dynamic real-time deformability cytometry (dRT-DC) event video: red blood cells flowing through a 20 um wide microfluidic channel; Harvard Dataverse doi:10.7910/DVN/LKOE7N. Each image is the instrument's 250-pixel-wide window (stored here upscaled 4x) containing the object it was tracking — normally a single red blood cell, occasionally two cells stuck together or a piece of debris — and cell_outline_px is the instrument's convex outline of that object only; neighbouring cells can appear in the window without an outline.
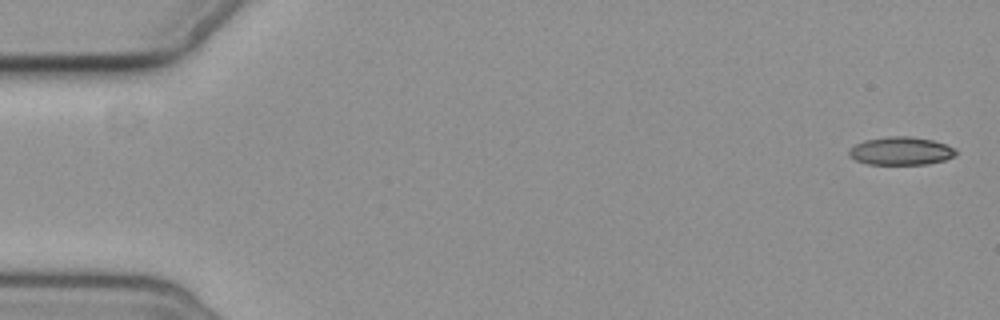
{"species": "common noctule bat (a hibernating species)", "species_latin": "Nyctalus noctula", "temperature_condition": "cold", "stored_images_in_passage": 5, "camera_frame_rate_fps": 3000, "um_per_image_px": 0.085, "animal": {"sex": "female", "body_mass_g": 19.3, "forearm_length_mm": 54.1}, "frame": {"image": 1, "passage_image": 1, "time_ms": 0.0, "image_size_px": [1000, 320], "cell_outline_px": [[956, 156], [944, 160], [928, 164], [868, 164], [856, 160], [848, 156], [848, 152], [856, 144], [864, 140], [888, 136], [912, 136], [932, 140], [956, 148]], "centroid_in_image_um": [76.59, 12.83], "position_along_channel_um": 8.4, "area_um2": 17.51}}
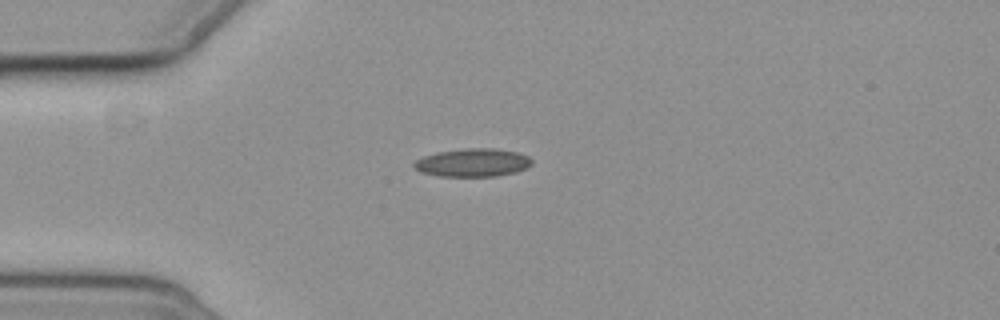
{"frame": {"image": 2, "passage_image": 5, "time_ms": 4.667, "image_size_px": [1000, 320], "cell_outline_px": [[532, 164], [528, 168], [516, 172], [496, 176], [440, 176], [420, 172], [412, 168], [412, 164], [416, 160], [424, 156], [436, 152], [464, 148], [496, 148], [516, 152], [528, 156], [532, 160]], "centroid_in_image_um": [40.17, 13.82], "position_along_channel_um": 44.8, "area_um2": 19.54}}